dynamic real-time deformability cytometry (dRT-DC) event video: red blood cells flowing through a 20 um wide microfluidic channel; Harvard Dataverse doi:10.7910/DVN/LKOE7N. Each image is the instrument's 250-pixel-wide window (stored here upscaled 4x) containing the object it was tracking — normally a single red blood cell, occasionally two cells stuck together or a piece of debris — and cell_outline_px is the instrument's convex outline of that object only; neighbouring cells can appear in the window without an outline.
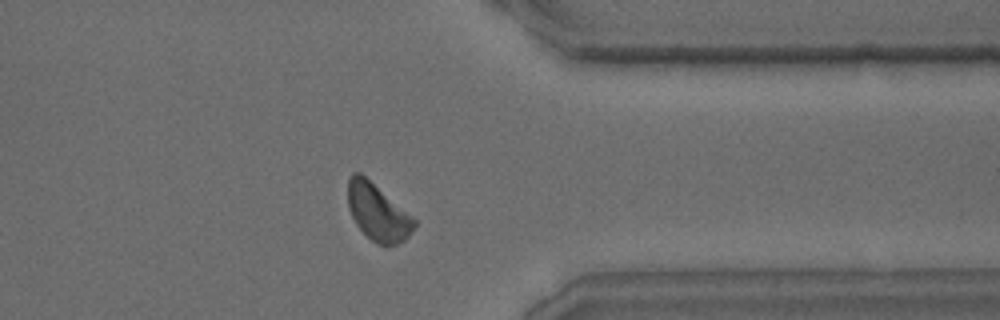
{"species": "common noctule bat (a hibernating species)", "species_latin": "Nyctalus noctula", "temperature_condition": "warm", "stored_images_in_passage": 34, "camera_frame_rate_fps": 3000, "um_per_image_px": 0.085, "animal": {"sex": "male", "body_mass_g": 15.6}, "frame": {"image": 1, "passage_image": 25, "time_ms": 8.0, "image_size_px": [1000, 320], "cell_outline_px": [[416, 228], [404, 240], [396, 244], [376, 244], [356, 224], [348, 208], [348, 180], [352, 172], [360, 172], [416, 220]], "centroid_in_image_um": [32.09, 18.04], "position_along_channel_um": 379.3, "area_um2": 21.5}}
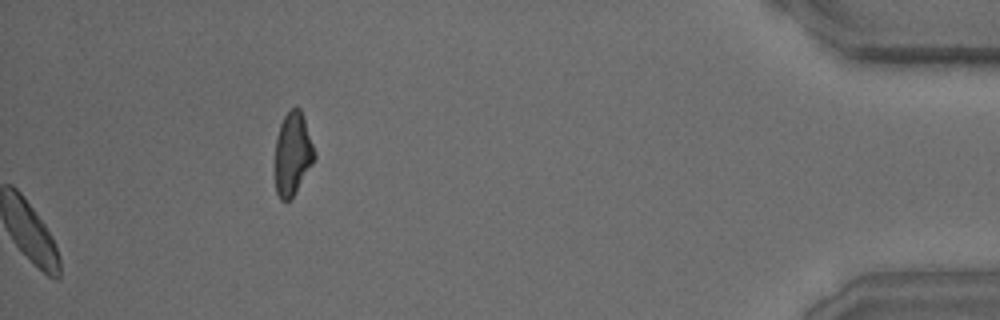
{"frame": {"image": 2, "passage_image": 34, "time_ms": 11.0, "image_size_px": [1000, 320], "cell_outline_px": [[316, 156], [312, 164], [292, 196], [288, 200], [280, 200], [276, 192], [276, 136], [280, 124], [284, 116], [292, 108], [300, 108], [316, 152]], "centroid_in_image_um": [24.88, 13.04], "position_along_channel_um": 410.3, "area_um2": 18.61}}